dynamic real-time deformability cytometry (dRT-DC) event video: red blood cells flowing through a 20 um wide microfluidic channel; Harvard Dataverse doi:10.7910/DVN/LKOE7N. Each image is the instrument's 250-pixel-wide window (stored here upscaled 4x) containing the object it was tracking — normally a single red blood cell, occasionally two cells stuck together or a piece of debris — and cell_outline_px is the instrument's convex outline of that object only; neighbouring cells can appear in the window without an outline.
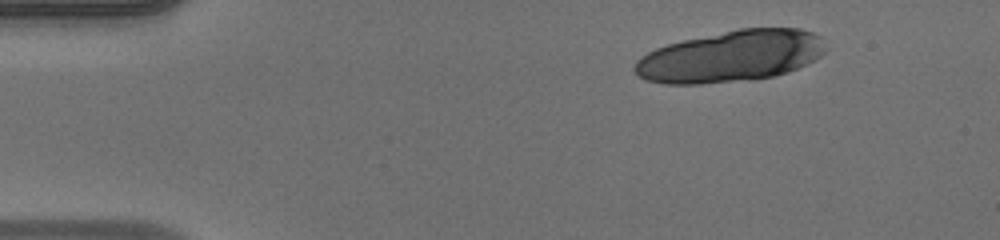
{"species": "human", "species_latin": "Homo sapiens", "temperature_condition": "warm", "stored_images_in_passage": 13, "camera_frame_rate_fps": 3000, "um_per_image_px": 0.085, "donor": {"sex": "male"}, "frame": {"image": 1, "passage_image": 1, "time_ms": 0.0, "image_size_px": [1000, 240], "cell_outline_px": [[828, 48], [820, 56], [788, 72], [772, 76], [752, 80], [700, 84], [664, 84], [644, 80], [632, 68], [636, 60], [640, 56], [656, 48], [668, 44], [684, 40], [740, 28], [800, 28], [812, 32], [820, 36]], "centroid_in_image_um": [62.1, 4.79], "position_along_channel_um": 22.9, "area_um2": 57.28}}